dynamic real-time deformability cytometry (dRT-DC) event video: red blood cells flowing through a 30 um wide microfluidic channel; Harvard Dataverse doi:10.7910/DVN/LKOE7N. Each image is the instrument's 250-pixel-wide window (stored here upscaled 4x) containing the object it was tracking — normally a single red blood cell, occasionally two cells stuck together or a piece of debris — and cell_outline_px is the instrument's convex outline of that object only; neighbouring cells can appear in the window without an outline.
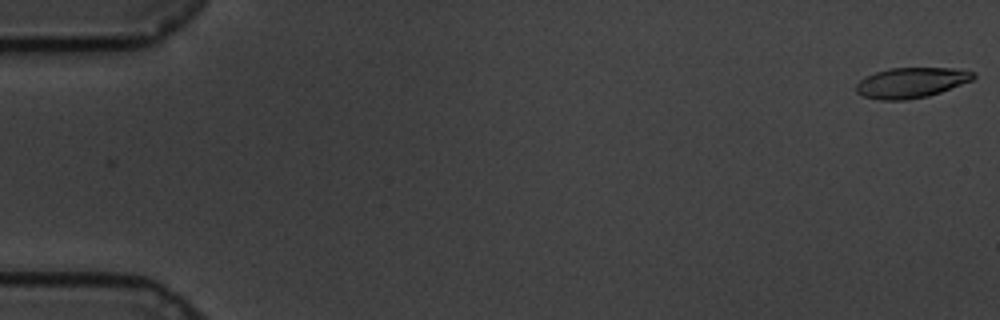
{"species": "common noctule bat (a hibernating species)", "species_latin": "Nyctalus noctula", "temperature_condition": "cold", "stored_images_in_passage": 60, "camera_frame_rate_fps": 3000, "um_per_image_px": 0.085, "animal": {"sex": "male", "body_mass_g": 19.5, "forearm_length_mm": 54.6}, "frame": {"image": 1, "passage_image": 1, "time_ms": 0.0, "image_size_px": [1000, 320], "cell_outline_px": [[976, 76], [972, 80], [940, 92], [928, 96], [908, 100], [880, 100], [864, 96], [856, 92], [856, 84], [864, 76], [888, 68], [952, 68], [976, 72]], "centroid_in_image_um": [77.44, 7.02], "position_along_channel_um": 7.6, "area_um2": 20.75}}
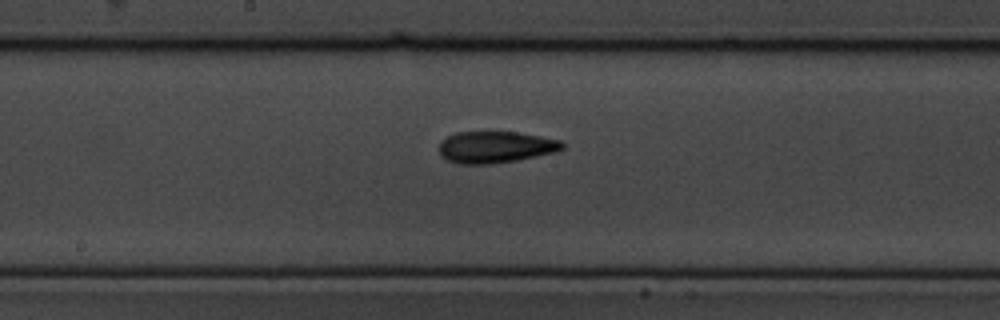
{"frame": {"image": 2, "passage_image": 32, "time_ms": 10.333, "image_size_px": [1000, 320], "cell_outline_px": [[564, 148], [556, 152], [516, 160], [492, 164], [460, 164], [448, 160], [440, 152], [440, 140], [456, 132], [516, 132], [540, 136], [560, 140], [564, 144]], "centroid_in_image_um": [42.13, 12.5], "position_along_channel_um": 206.1, "area_um2": 22.6}}
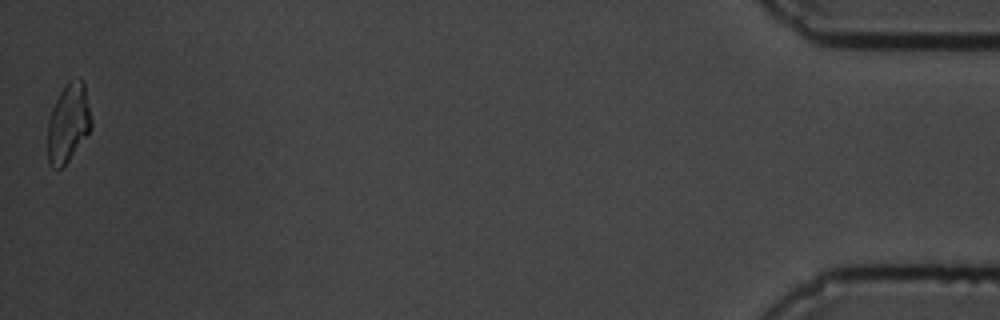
{"frame": {"image": 3, "passage_image": 60, "time_ms": 19.667, "image_size_px": [1000, 320], "cell_outline_px": [[92, 128], [68, 160], [60, 168], [52, 168], [48, 164], [48, 120], [52, 108], [60, 92], [72, 80], [80, 80], [84, 84], [92, 120]], "centroid_in_image_um": [5.79, 10.49], "position_along_channel_um": 429.4, "area_um2": 19.54}, "authors_computed_cell_mechanics": {"area_um2": 21.6172, "velocity_mm_per_s": 3.3677, "shape_relaxation_time_tau1_ms": 4.1267, "shape_relaxation_time_tau2_ms": 4.0992, "deformation_change_tau1": 0.1836, "deformation_change_tau2": 0.1246}}